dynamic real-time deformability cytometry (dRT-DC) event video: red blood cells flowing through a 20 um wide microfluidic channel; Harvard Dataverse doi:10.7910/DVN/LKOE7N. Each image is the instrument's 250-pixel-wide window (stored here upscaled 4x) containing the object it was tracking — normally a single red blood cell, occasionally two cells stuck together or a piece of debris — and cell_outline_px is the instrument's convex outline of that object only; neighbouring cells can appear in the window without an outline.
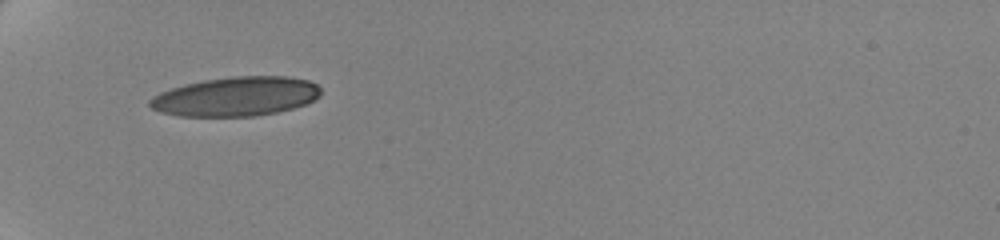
{"species": "human", "species_latin": "Homo sapiens", "temperature_condition": "cold", "stored_images_in_passage": 35, "camera_frame_rate_fps": 3000, "um_per_image_px": 0.085, "donor": {"sex": "female"}, "frame": {"image": 1, "passage_image": 1, "time_ms": 0.0, "image_size_px": [1000, 240], "cell_outline_px": [[320, 96], [316, 100], [292, 108], [276, 112], [256, 116], [180, 116], [160, 112], [152, 108], [148, 104], [148, 100], [152, 96], [160, 92], [184, 84], [204, 80], [232, 76], [288, 76], [308, 80], [316, 84], [320, 88]], "centroid_in_image_um": [20.05, 8.2], "position_along_channel_um": 65.0, "area_um2": 39.25}}
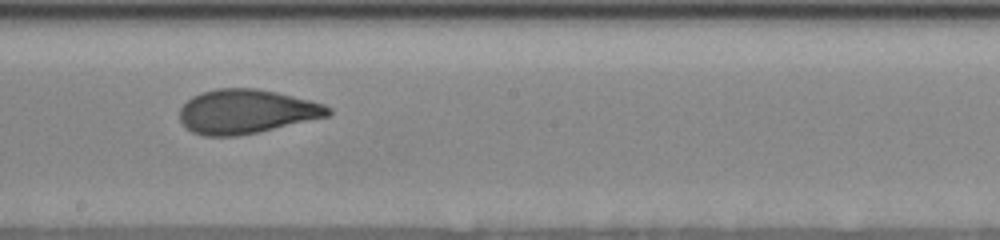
{"frame": {"image": 2, "passage_image": 16, "time_ms": 5.0, "image_size_px": [1000, 240], "cell_outline_px": [[332, 112], [328, 116], [256, 132], [236, 136], [204, 136], [192, 132], [180, 120], [180, 108], [192, 96], [200, 92], [216, 88], [256, 88], [276, 92], [324, 104], [332, 108]], "centroid_in_image_um": [20.91, 9.47], "position_along_channel_um": 227.3, "area_um2": 37.92}}
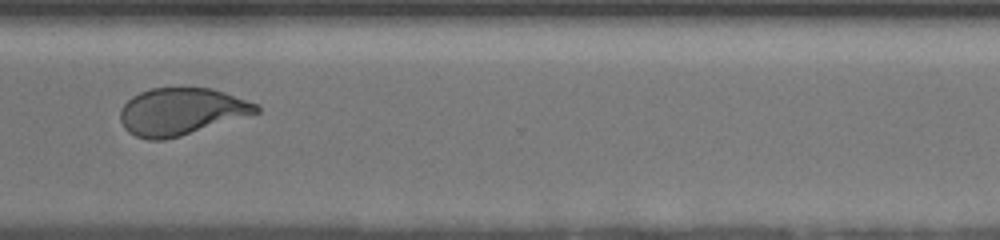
{"frame": {"image": 3, "passage_image": 27, "time_ms": 8.667, "image_size_px": [1000, 240], "cell_outline_px": [[260, 112], [180, 136], [164, 140], [148, 140], [136, 136], [128, 132], [124, 128], [120, 120], [120, 108], [132, 96], [140, 92], [152, 88], [212, 88], [260, 104]], "centroid_in_image_um": [15.4, 9.48], "position_along_channel_um": 355.2, "area_um2": 37.34}, "authors_computed_cell_mechanics": {"area_um2": 37.9168, "velocity_mm_per_s": 3.4934, "shape_relaxation_time_tau1_ms": 5.1131, "shape_relaxation_time_tau2_ms": 0.8925, "deformation_change_tau1": 0.1621, "deformation_change_tau2": 0.0683}}